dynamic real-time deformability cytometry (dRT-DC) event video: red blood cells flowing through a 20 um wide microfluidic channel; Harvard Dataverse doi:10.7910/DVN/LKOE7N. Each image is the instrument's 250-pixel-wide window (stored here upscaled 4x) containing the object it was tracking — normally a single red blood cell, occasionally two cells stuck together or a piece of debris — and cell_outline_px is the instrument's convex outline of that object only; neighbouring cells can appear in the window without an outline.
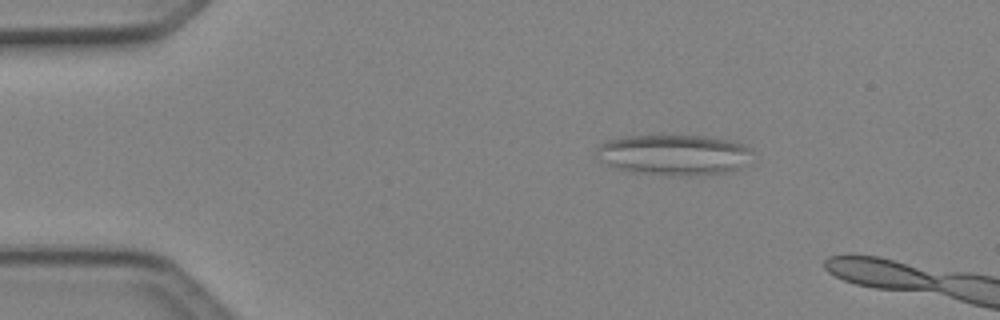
{"species": "Egyptian fruit bat (a non-hibernating species)", "species_latin": "Rousettus aegyptiacus", "temperature_condition": "cold", "stored_images_in_passage": 4, "camera_frame_rate_fps": 3000, "um_per_image_px": 0.085, "animal": {"sex": "female"}, "frame": {"image": 1, "passage_image": 2, "time_ms": 0.333, "image_size_px": [1000, 320], "cell_outline_px": [[756, 152], [740, 168], [732, 172], [688, 176], [632, 172], [616, 168], [596, 160], [592, 156], [596, 148], [600, 144], [608, 140], [624, 136], [704, 136], [728, 140], [744, 144], [752, 148]], "centroid_in_image_um": [57.27, 13.16], "position_along_channel_um": 27.7, "area_um2": 37.45}}